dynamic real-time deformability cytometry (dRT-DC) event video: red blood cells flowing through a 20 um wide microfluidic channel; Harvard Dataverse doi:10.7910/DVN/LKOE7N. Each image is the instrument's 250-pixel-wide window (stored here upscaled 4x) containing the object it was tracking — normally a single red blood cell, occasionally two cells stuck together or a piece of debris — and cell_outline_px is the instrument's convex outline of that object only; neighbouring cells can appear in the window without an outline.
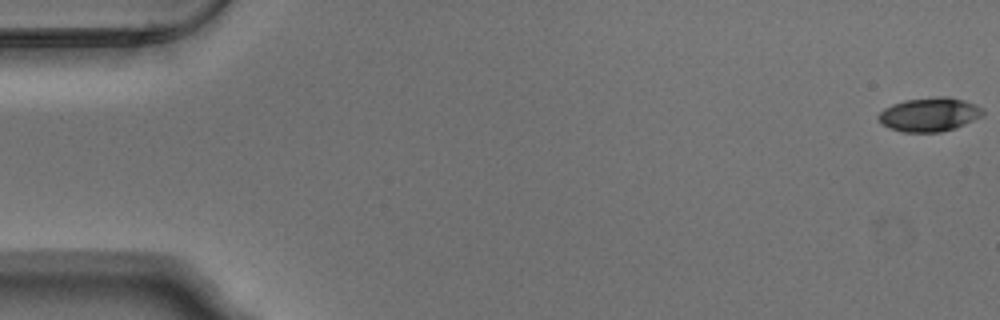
{"species": "Egyptian fruit bat (a non-hibernating species)", "species_latin": "Rousettus aegyptiacus", "temperature_condition": "warm", "stored_images_in_passage": 54, "camera_frame_rate_fps": 3000, "um_per_image_px": 0.085, "animal": {"sex": "male"}, "frame": {"image": 1, "passage_image": 1, "time_ms": 0.0, "image_size_px": [1000, 320], "cell_outline_px": [[984, 116], [956, 128], [940, 132], [904, 132], [888, 128], [880, 124], [876, 116], [884, 108], [892, 104], [904, 100], [936, 96], [948, 96], [964, 100], [976, 104], [984, 108]], "centroid_in_image_um": [79.01, 9.73], "position_along_channel_um": 6.0, "area_um2": 21.1}}
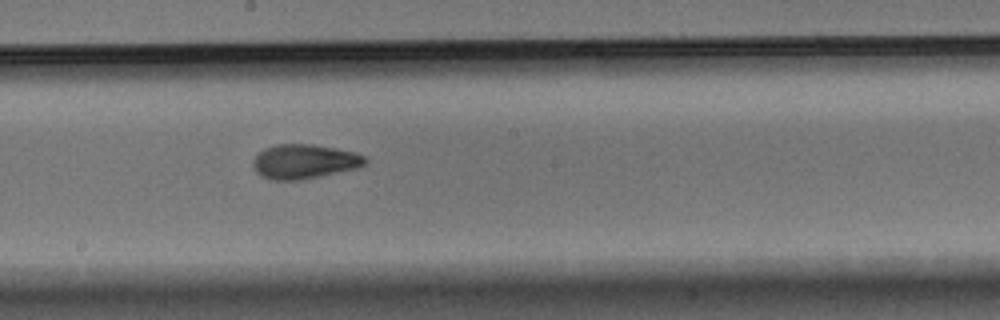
{"frame": {"image": 2, "passage_image": 30, "time_ms": 9.667, "image_size_px": [1000, 320], "cell_outline_px": [[368, 160], [360, 168], [300, 180], [272, 180], [260, 176], [256, 172], [252, 164], [252, 160], [264, 148], [276, 144], [312, 144], [356, 152], [364, 156]], "centroid_in_image_um": [25.86, 13.73], "position_along_channel_um": 222.3, "area_um2": 22.66}}
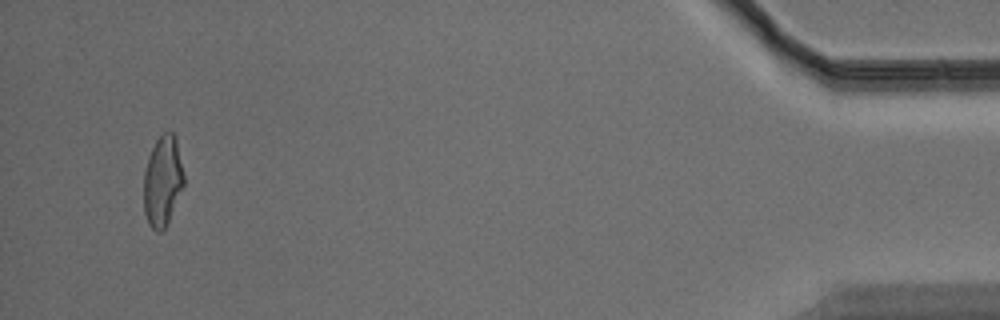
{"frame": {"image": 3, "passage_image": 52, "time_ms": 17.0, "image_size_px": [1000, 320], "cell_outline_px": [[184, 188], [164, 228], [160, 232], [156, 232], [148, 224], [144, 212], [144, 172], [148, 156], [156, 140], [168, 128], [176, 136], [184, 172]], "centroid_in_image_um": [13.84, 15.35], "position_along_channel_um": 421.4, "area_um2": 21.44}, "authors_computed_cell_mechanics": {"area_um2": 21.5594, "velocity_mm_per_s": 3.7809, "shape_relaxation_time_tau1_ms": 3.332, "shape_relaxation_time_tau2_ms": 2.0693, "deformation_change_tau1": 0.1874, "deformation_change_tau2": 0.0899}}